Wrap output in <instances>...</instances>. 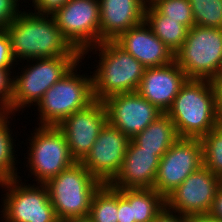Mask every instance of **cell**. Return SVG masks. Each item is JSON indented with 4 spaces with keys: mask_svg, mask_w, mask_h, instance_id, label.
Listing matches in <instances>:
<instances>
[{
    "mask_svg": "<svg viewBox=\"0 0 222 222\" xmlns=\"http://www.w3.org/2000/svg\"><path fill=\"white\" fill-rule=\"evenodd\" d=\"M118 190L102 184L91 200L89 217L93 222H118Z\"/></svg>",
    "mask_w": 222,
    "mask_h": 222,
    "instance_id": "24",
    "label": "cell"
},
{
    "mask_svg": "<svg viewBox=\"0 0 222 222\" xmlns=\"http://www.w3.org/2000/svg\"><path fill=\"white\" fill-rule=\"evenodd\" d=\"M81 59L82 56H56L32 59L31 62L27 60L26 65L20 64L22 68L18 67V73L17 70L13 72L12 100L6 111L16 115L30 106H36L44 93Z\"/></svg>",
    "mask_w": 222,
    "mask_h": 222,
    "instance_id": "4",
    "label": "cell"
},
{
    "mask_svg": "<svg viewBox=\"0 0 222 222\" xmlns=\"http://www.w3.org/2000/svg\"><path fill=\"white\" fill-rule=\"evenodd\" d=\"M222 179L204 165L190 174L165 198L166 206L179 214H208Z\"/></svg>",
    "mask_w": 222,
    "mask_h": 222,
    "instance_id": "12",
    "label": "cell"
},
{
    "mask_svg": "<svg viewBox=\"0 0 222 222\" xmlns=\"http://www.w3.org/2000/svg\"><path fill=\"white\" fill-rule=\"evenodd\" d=\"M194 24L222 29V0H189Z\"/></svg>",
    "mask_w": 222,
    "mask_h": 222,
    "instance_id": "26",
    "label": "cell"
},
{
    "mask_svg": "<svg viewBox=\"0 0 222 222\" xmlns=\"http://www.w3.org/2000/svg\"><path fill=\"white\" fill-rule=\"evenodd\" d=\"M201 141L203 165L222 179V125L204 135Z\"/></svg>",
    "mask_w": 222,
    "mask_h": 222,
    "instance_id": "25",
    "label": "cell"
},
{
    "mask_svg": "<svg viewBox=\"0 0 222 222\" xmlns=\"http://www.w3.org/2000/svg\"><path fill=\"white\" fill-rule=\"evenodd\" d=\"M88 53L99 56L95 61L98 64L93 67L96 69L91 72L95 100L103 101L111 95L137 91L146 67L115 41H102L86 49L82 53L83 60L86 55L89 60Z\"/></svg>",
    "mask_w": 222,
    "mask_h": 222,
    "instance_id": "2",
    "label": "cell"
},
{
    "mask_svg": "<svg viewBox=\"0 0 222 222\" xmlns=\"http://www.w3.org/2000/svg\"><path fill=\"white\" fill-rule=\"evenodd\" d=\"M166 114L178 137L202 138L219 126L212 81L187 79Z\"/></svg>",
    "mask_w": 222,
    "mask_h": 222,
    "instance_id": "3",
    "label": "cell"
},
{
    "mask_svg": "<svg viewBox=\"0 0 222 222\" xmlns=\"http://www.w3.org/2000/svg\"><path fill=\"white\" fill-rule=\"evenodd\" d=\"M103 102L108 123L122 131L129 139L163 114L137 91L111 95Z\"/></svg>",
    "mask_w": 222,
    "mask_h": 222,
    "instance_id": "15",
    "label": "cell"
},
{
    "mask_svg": "<svg viewBox=\"0 0 222 222\" xmlns=\"http://www.w3.org/2000/svg\"><path fill=\"white\" fill-rule=\"evenodd\" d=\"M187 79L174 60L163 66L146 68L137 92L166 113Z\"/></svg>",
    "mask_w": 222,
    "mask_h": 222,
    "instance_id": "16",
    "label": "cell"
},
{
    "mask_svg": "<svg viewBox=\"0 0 222 222\" xmlns=\"http://www.w3.org/2000/svg\"><path fill=\"white\" fill-rule=\"evenodd\" d=\"M151 222H186V216L176 213L165 206Z\"/></svg>",
    "mask_w": 222,
    "mask_h": 222,
    "instance_id": "33",
    "label": "cell"
},
{
    "mask_svg": "<svg viewBox=\"0 0 222 222\" xmlns=\"http://www.w3.org/2000/svg\"><path fill=\"white\" fill-rule=\"evenodd\" d=\"M17 63L11 51L8 32L6 29H0V68L1 69H14Z\"/></svg>",
    "mask_w": 222,
    "mask_h": 222,
    "instance_id": "30",
    "label": "cell"
},
{
    "mask_svg": "<svg viewBox=\"0 0 222 222\" xmlns=\"http://www.w3.org/2000/svg\"><path fill=\"white\" fill-rule=\"evenodd\" d=\"M203 166L201 138L179 137L160 158L153 189L164 198Z\"/></svg>",
    "mask_w": 222,
    "mask_h": 222,
    "instance_id": "10",
    "label": "cell"
},
{
    "mask_svg": "<svg viewBox=\"0 0 222 222\" xmlns=\"http://www.w3.org/2000/svg\"><path fill=\"white\" fill-rule=\"evenodd\" d=\"M34 131V132H33ZM27 139V155L24 167H28L30 177L40 184L60 174L76 161L72 158L63 132L57 126H35ZM26 164V166H25Z\"/></svg>",
    "mask_w": 222,
    "mask_h": 222,
    "instance_id": "8",
    "label": "cell"
},
{
    "mask_svg": "<svg viewBox=\"0 0 222 222\" xmlns=\"http://www.w3.org/2000/svg\"><path fill=\"white\" fill-rule=\"evenodd\" d=\"M186 222H222V220L215 218L208 213L186 215Z\"/></svg>",
    "mask_w": 222,
    "mask_h": 222,
    "instance_id": "36",
    "label": "cell"
},
{
    "mask_svg": "<svg viewBox=\"0 0 222 222\" xmlns=\"http://www.w3.org/2000/svg\"><path fill=\"white\" fill-rule=\"evenodd\" d=\"M60 222L89 215L91 200L102 183L81 162L63 170L45 183Z\"/></svg>",
    "mask_w": 222,
    "mask_h": 222,
    "instance_id": "6",
    "label": "cell"
},
{
    "mask_svg": "<svg viewBox=\"0 0 222 222\" xmlns=\"http://www.w3.org/2000/svg\"><path fill=\"white\" fill-rule=\"evenodd\" d=\"M118 222H133V213L130 203L118 191Z\"/></svg>",
    "mask_w": 222,
    "mask_h": 222,
    "instance_id": "32",
    "label": "cell"
},
{
    "mask_svg": "<svg viewBox=\"0 0 222 222\" xmlns=\"http://www.w3.org/2000/svg\"><path fill=\"white\" fill-rule=\"evenodd\" d=\"M11 116L14 117V113L0 111V183L17 178L19 177L17 174H20V172H17L18 167H16L19 162L15 153L19 150L15 149L16 140L14 136L16 135L13 134V129H11L10 121L13 119Z\"/></svg>",
    "mask_w": 222,
    "mask_h": 222,
    "instance_id": "23",
    "label": "cell"
},
{
    "mask_svg": "<svg viewBox=\"0 0 222 222\" xmlns=\"http://www.w3.org/2000/svg\"><path fill=\"white\" fill-rule=\"evenodd\" d=\"M114 41L146 68L163 66L174 61V53L145 21L128 29Z\"/></svg>",
    "mask_w": 222,
    "mask_h": 222,
    "instance_id": "18",
    "label": "cell"
},
{
    "mask_svg": "<svg viewBox=\"0 0 222 222\" xmlns=\"http://www.w3.org/2000/svg\"><path fill=\"white\" fill-rule=\"evenodd\" d=\"M82 61L81 59L50 87L37 103V126H58L65 118L95 100L91 71L90 75L86 72L81 75L77 71H83L80 70Z\"/></svg>",
    "mask_w": 222,
    "mask_h": 222,
    "instance_id": "5",
    "label": "cell"
},
{
    "mask_svg": "<svg viewBox=\"0 0 222 222\" xmlns=\"http://www.w3.org/2000/svg\"><path fill=\"white\" fill-rule=\"evenodd\" d=\"M209 214L215 218H219L220 220H222V185L217 191Z\"/></svg>",
    "mask_w": 222,
    "mask_h": 222,
    "instance_id": "35",
    "label": "cell"
},
{
    "mask_svg": "<svg viewBox=\"0 0 222 222\" xmlns=\"http://www.w3.org/2000/svg\"><path fill=\"white\" fill-rule=\"evenodd\" d=\"M21 1L0 0V29H6L22 12L20 10L21 4L19 3Z\"/></svg>",
    "mask_w": 222,
    "mask_h": 222,
    "instance_id": "29",
    "label": "cell"
},
{
    "mask_svg": "<svg viewBox=\"0 0 222 222\" xmlns=\"http://www.w3.org/2000/svg\"><path fill=\"white\" fill-rule=\"evenodd\" d=\"M64 222H93L92 219L87 215L84 217H74L70 218Z\"/></svg>",
    "mask_w": 222,
    "mask_h": 222,
    "instance_id": "37",
    "label": "cell"
},
{
    "mask_svg": "<svg viewBox=\"0 0 222 222\" xmlns=\"http://www.w3.org/2000/svg\"><path fill=\"white\" fill-rule=\"evenodd\" d=\"M13 69L0 68V111H6L12 100Z\"/></svg>",
    "mask_w": 222,
    "mask_h": 222,
    "instance_id": "28",
    "label": "cell"
},
{
    "mask_svg": "<svg viewBox=\"0 0 222 222\" xmlns=\"http://www.w3.org/2000/svg\"><path fill=\"white\" fill-rule=\"evenodd\" d=\"M144 21L174 54L185 42L188 28L177 20L168 19L152 4L145 7Z\"/></svg>",
    "mask_w": 222,
    "mask_h": 222,
    "instance_id": "21",
    "label": "cell"
},
{
    "mask_svg": "<svg viewBox=\"0 0 222 222\" xmlns=\"http://www.w3.org/2000/svg\"><path fill=\"white\" fill-rule=\"evenodd\" d=\"M130 139L108 122L81 163L102 184H109L118 174Z\"/></svg>",
    "mask_w": 222,
    "mask_h": 222,
    "instance_id": "14",
    "label": "cell"
},
{
    "mask_svg": "<svg viewBox=\"0 0 222 222\" xmlns=\"http://www.w3.org/2000/svg\"><path fill=\"white\" fill-rule=\"evenodd\" d=\"M159 163L155 151L142 150L130 139L122 166L109 185L117 190L153 188Z\"/></svg>",
    "mask_w": 222,
    "mask_h": 222,
    "instance_id": "17",
    "label": "cell"
},
{
    "mask_svg": "<svg viewBox=\"0 0 222 222\" xmlns=\"http://www.w3.org/2000/svg\"><path fill=\"white\" fill-rule=\"evenodd\" d=\"M21 178L19 176L0 183L1 189L6 192L1 198L2 222H60L46 185L35 182L26 185Z\"/></svg>",
    "mask_w": 222,
    "mask_h": 222,
    "instance_id": "9",
    "label": "cell"
},
{
    "mask_svg": "<svg viewBox=\"0 0 222 222\" xmlns=\"http://www.w3.org/2000/svg\"><path fill=\"white\" fill-rule=\"evenodd\" d=\"M22 11L6 28L17 65L25 60L82 56L63 36L52 15ZM23 60V61H22Z\"/></svg>",
    "mask_w": 222,
    "mask_h": 222,
    "instance_id": "1",
    "label": "cell"
},
{
    "mask_svg": "<svg viewBox=\"0 0 222 222\" xmlns=\"http://www.w3.org/2000/svg\"><path fill=\"white\" fill-rule=\"evenodd\" d=\"M52 16L63 36L81 54L100 43L99 0H69Z\"/></svg>",
    "mask_w": 222,
    "mask_h": 222,
    "instance_id": "11",
    "label": "cell"
},
{
    "mask_svg": "<svg viewBox=\"0 0 222 222\" xmlns=\"http://www.w3.org/2000/svg\"><path fill=\"white\" fill-rule=\"evenodd\" d=\"M174 60L188 79L214 80L222 75V29L194 25Z\"/></svg>",
    "mask_w": 222,
    "mask_h": 222,
    "instance_id": "7",
    "label": "cell"
},
{
    "mask_svg": "<svg viewBox=\"0 0 222 222\" xmlns=\"http://www.w3.org/2000/svg\"><path fill=\"white\" fill-rule=\"evenodd\" d=\"M152 5L168 19L177 20L188 29L195 25L189 0H156Z\"/></svg>",
    "mask_w": 222,
    "mask_h": 222,
    "instance_id": "27",
    "label": "cell"
},
{
    "mask_svg": "<svg viewBox=\"0 0 222 222\" xmlns=\"http://www.w3.org/2000/svg\"><path fill=\"white\" fill-rule=\"evenodd\" d=\"M99 3L100 43L114 41L144 21L146 5L142 0H99Z\"/></svg>",
    "mask_w": 222,
    "mask_h": 222,
    "instance_id": "19",
    "label": "cell"
},
{
    "mask_svg": "<svg viewBox=\"0 0 222 222\" xmlns=\"http://www.w3.org/2000/svg\"><path fill=\"white\" fill-rule=\"evenodd\" d=\"M215 91L216 115L219 125H222V75L212 80Z\"/></svg>",
    "mask_w": 222,
    "mask_h": 222,
    "instance_id": "34",
    "label": "cell"
},
{
    "mask_svg": "<svg viewBox=\"0 0 222 222\" xmlns=\"http://www.w3.org/2000/svg\"><path fill=\"white\" fill-rule=\"evenodd\" d=\"M107 122L104 102L94 100L57 126L63 132L70 154L76 162H81L85 158Z\"/></svg>",
    "mask_w": 222,
    "mask_h": 222,
    "instance_id": "13",
    "label": "cell"
},
{
    "mask_svg": "<svg viewBox=\"0 0 222 222\" xmlns=\"http://www.w3.org/2000/svg\"><path fill=\"white\" fill-rule=\"evenodd\" d=\"M156 0H142V2L147 6L153 4Z\"/></svg>",
    "mask_w": 222,
    "mask_h": 222,
    "instance_id": "38",
    "label": "cell"
},
{
    "mask_svg": "<svg viewBox=\"0 0 222 222\" xmlns=\"http://www.w3.org/2000/svg\"><path fill=\"white\" fill-rule=\"evenodd\" d=\"M34 10L32 12L40 15H53L57 10L61 9L69 0H24V3H30Z\"/></svg>",
    "mask_w": 222,
    "mask_h": 222,
    "instance_id": "31",
    "label": "cell"
},
{
    "mask_svg": "<svg viewBox=\"0 0 222 222\" xmlns=\"http://www.w3.org/2000/svg\"><path fill=\"white\" fill-rule=\"evenodd\" d=\"M130 203L133 222H151L166 206L165 198L153 188L119 189Z\"/></svg>",
    "mask_w": 222,
    "mask_h": 222,
    "instance_id": "22",
    "label": "cell"
},
{
    "mask_svg": "<svg viewBox=\"0 0 222 222\" xmlns=\"http://www.w3.org/2000/svg\"><path fill=\"white\" fill-rule=\"evenodd\" d=\"M178 138L174 123L163 113L132 140L142 150L155 151V155L161 158Z\"/></svg>",
    "mask_w": 222,
    "mask_h": 222,
    "instance_id": "20",
    "label": "cell"
}]
</instances>
